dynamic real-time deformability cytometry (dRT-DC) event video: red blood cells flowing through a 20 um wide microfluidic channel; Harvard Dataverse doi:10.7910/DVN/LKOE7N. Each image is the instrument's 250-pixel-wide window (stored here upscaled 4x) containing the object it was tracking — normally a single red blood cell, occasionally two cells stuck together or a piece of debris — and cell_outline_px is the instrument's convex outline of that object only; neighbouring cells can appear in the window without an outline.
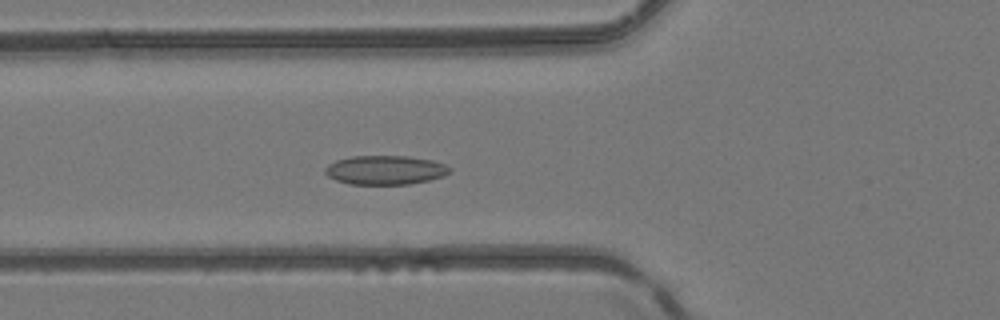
{"species": "common noctule bat (a hibernating species)", "species_latin": "Nyctalus noctula", "temperature_condition": "room temperature", "stored_images_in_passage": 49, "camera_frame_rate_fps": 3000, "um_per_image_px": 0.085, "animal": {"sex": "female", "body_mass_g": 24.6, "forearm_length_mm": 56.2}, "frame": {"image": 1, "passage_image": 18, "time_ms": 5.667, "image_size_px": [1000, 320], "cell_outline_px": [[452, 168], [444, 176], [428, 180], [408, 184], [348, 184], [336, 180], [328, 176], [324, 172], [324, 168], [328, 164], [336, 160], [352, 156], [408, 156], [432, 160], [444, 164]], "centroid_in_image_um": [32.72, 14.45], "position_along_channel_um": 93.1, "area_um2": 21.1}}
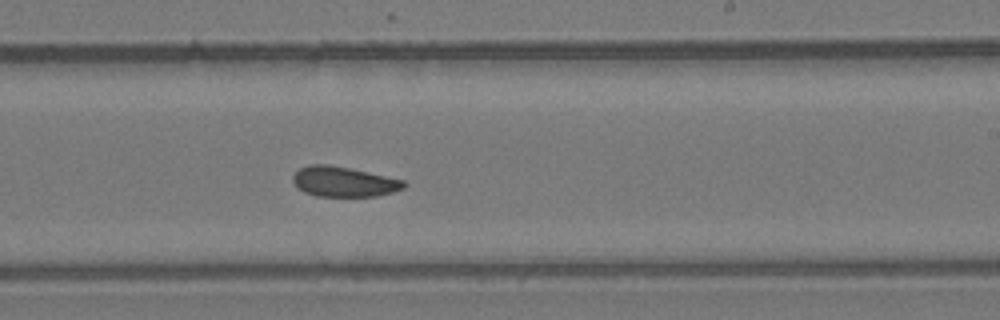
{"frame": {"image": 2, "passage_image": 30, "time_ms": 9.667, "image_size_px": [1000, 320], "cell_outline_px": [[408, 184], [404, 188], [392, 192], [376, 196], [316, 196], [304, 192], [296, 188], [292, 180], [292, 176], [300, 168], [308, 164], [328, 164], [348, 168], [404, 180]], "centroid_in_image_um": [29.18, 15.45], "position_along_channel_um": 259.8, "area_um2": 19.48}}
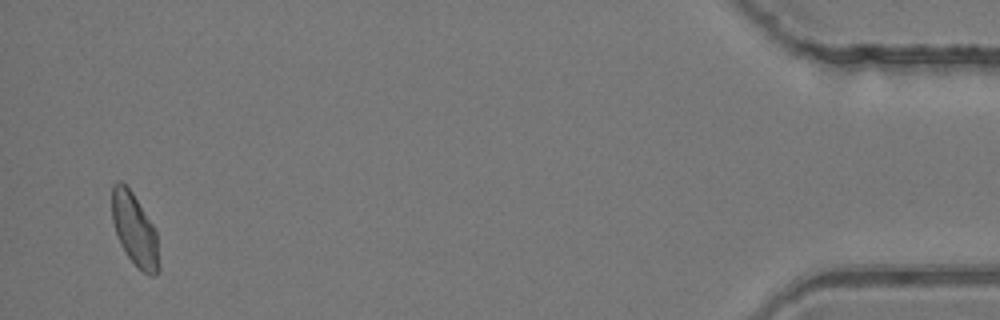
{"frame": {"image": 3, "passage_image": 48, "time_ms": 15.667, "image_size_px": [1000, 320], "cell_outline_px": [[160, 268], [152, 276], [148, 276], [128, 256], [120, 244], [112, 220], [112, 184], [116, 180], [120, 180], [132, 192], [152, 224], [156, 232], [160, 264]], "centroid_in_image_um": [11.44, 19.51], "position_along_channel_um": 423.8, "area_um2": 19.59}, "authors_computed_cell_mechanics": {"area_um2": 20.1144, "velocity_mm_per_s": 4.158, "shape_relaxation_time_tau1_ms": null, "shape_relaxation_time_tau2_ms": 4.3015, "deformation_change_tau1": null, "deformation_change_tau2": 0.0976}}